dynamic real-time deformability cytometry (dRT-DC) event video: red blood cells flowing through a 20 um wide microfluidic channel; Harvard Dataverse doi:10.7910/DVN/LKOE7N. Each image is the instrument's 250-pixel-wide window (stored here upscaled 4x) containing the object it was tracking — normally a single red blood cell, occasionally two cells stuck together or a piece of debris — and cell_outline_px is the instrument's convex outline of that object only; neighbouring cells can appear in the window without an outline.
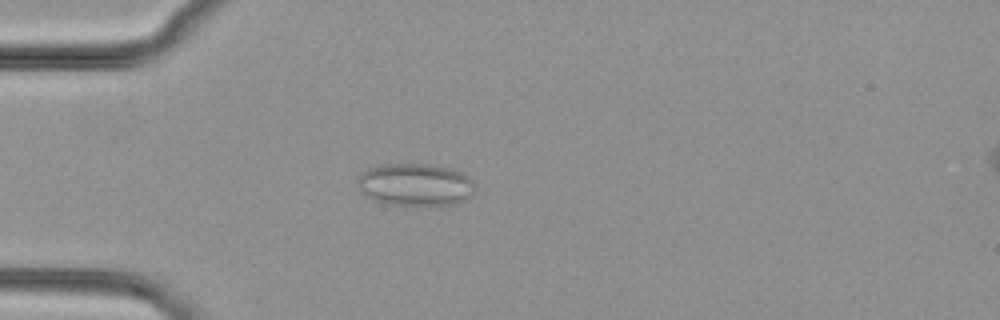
{"species": "common noctule bat (a hibernating species)", "species_latin": "Nyctalus noctula", "temperature_condition": "cold", "stored_images_in_passage": 46, "camera_frame_rate_fps": 3000, "um_per_image_px": 0.085, "animal": {"sex": "female", "body_mass_g": 29.2, "forearm_length_mm": 56.3}, "frame": {"image": 1, "passage_image": 9, "time_ms": 2.667, "image_size_px": [1000, 320], "cell_outline_px": [[476, 192], [472, 196], [464, 200], [452, 204], [392, 204], [372, 200], [360, 192], [360, 176], [368, 168], [384, 164], [428, 164], [460, 172], [472, 180]], "centroid_in_image_um": [35.31, 15.69], "position_along_channel_um": 49.7, "area_um2": 28.44}}
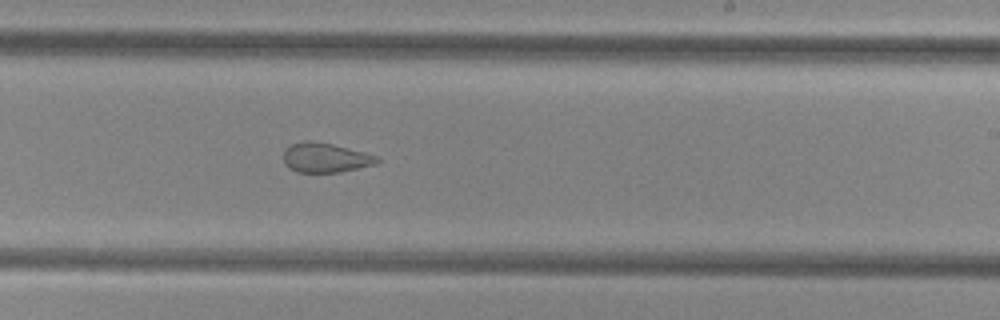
{"frame": {"image": 2, "passage_image": 26, "time_ms": 8.333, "image_size_px": [1000, 320], "cell_outline_px": [[380, 160], [376, 164], [340, 172], [296, 172], [288, 168], [284, 164], [284, 148], [292, 144], [304, 140], [312, 140], [332, 144], [364, 152], [376, 156]], "centroid_in_image_um": [27.61, 13.4], "position_along_channel_um": 261.4, "area_um2": 16.18}}
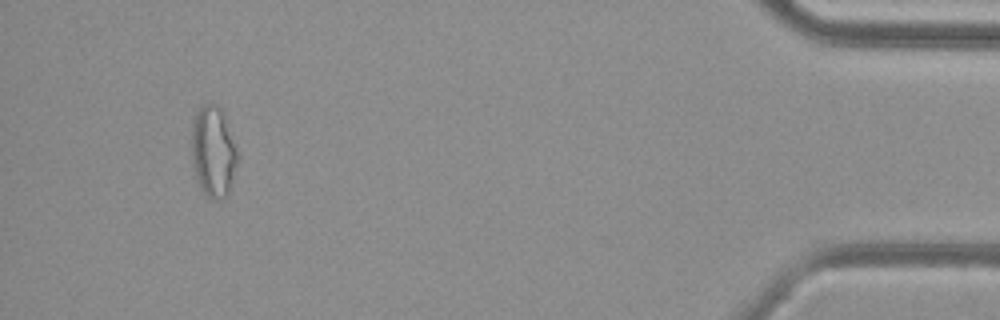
{"frame": {"image": 3, "passage_image": 43, "time_ms": 14.0, "image_size_px": [1000, 320], "cell_outline_px": [[236, 164], [232, 180], [228, 192], [220, 200], [212, 200], [200, 188], [196, 180], [192, 164], [192, 124], [196, 112], [200, 104], [212, 104], [220, 108], [224, 112], [236, 152]], "centroid_in_image_um": [18.08, 12.88], "position_along_channel_um": 417.1, "area_um2": 24.04}}